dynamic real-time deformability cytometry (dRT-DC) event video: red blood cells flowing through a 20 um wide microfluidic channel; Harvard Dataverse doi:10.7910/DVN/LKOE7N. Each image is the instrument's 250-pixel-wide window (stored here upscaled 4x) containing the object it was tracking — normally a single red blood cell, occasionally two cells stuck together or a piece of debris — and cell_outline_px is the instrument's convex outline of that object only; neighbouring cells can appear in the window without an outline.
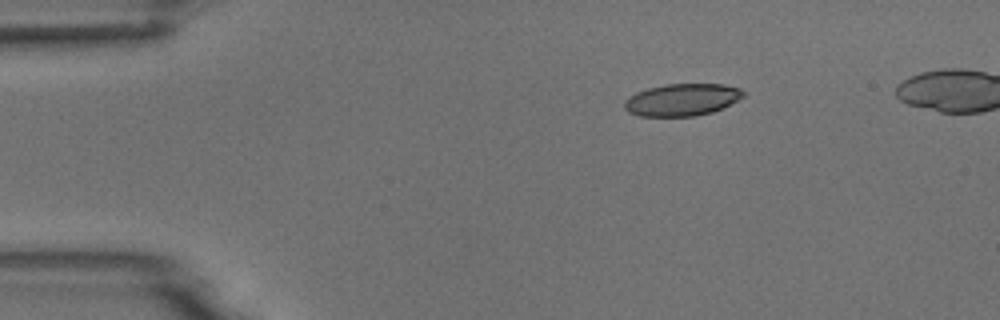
{"species": "common noctule bat (a hibernating species)", "species_latin": "Nyctalus noctula", "temperature_condition": "room temperature", "stored_images_in_passage": 4, "camera_frame_rate_fps": 3000, "um_per_image_px": 0.085, "animal": {"sex": "male", "body_mass_g": 18.8}, "frame": {"image": 1, "passage_image": 1, "time_ms": 0.0, "image_size_px": [1000, 320], "cell_outline_px": [[744, 96], [712, 112], [696, 116], [640, 116], [628, 112], [624, 108], [624, 100], [628, 96], [636, 92], [648, 88], [664, 84], [724, 84], [740, 88], [744, 92]], "centroid_in_image_um": [57.92, 8.47], "position_along_channel_um": 27.1, "area_um2": 22.25}}